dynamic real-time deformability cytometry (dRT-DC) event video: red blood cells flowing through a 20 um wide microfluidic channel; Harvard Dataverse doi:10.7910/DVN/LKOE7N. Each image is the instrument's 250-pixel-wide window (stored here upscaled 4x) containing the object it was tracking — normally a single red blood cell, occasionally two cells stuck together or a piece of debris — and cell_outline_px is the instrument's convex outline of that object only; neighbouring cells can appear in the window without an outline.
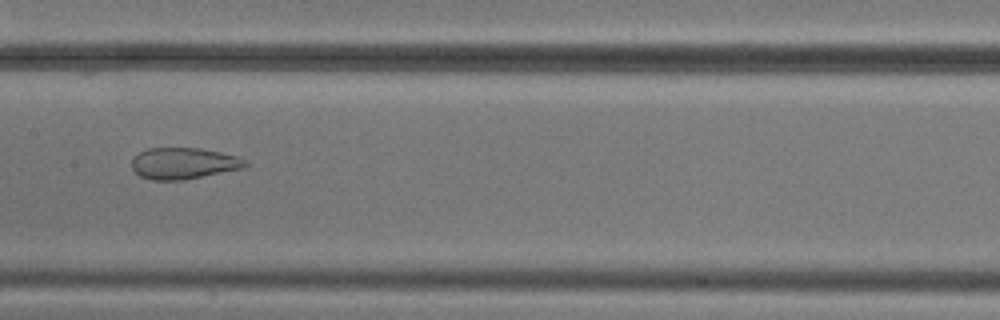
{"species": "common noctule bat (a hibernating species)", "species_latin": "Nyctalus noctula", "temperature_condition": "cold", "stored_images_in_passage": 10, "camera_frame_rate_fps": 3000, "um_per_image_px": 0.085, "animal": {"sex": "male", "body_mass_g": 20.5, "forearm_length_mm": 52.5}, "frame": {"image": 1, "passage_image": 8, "time_ms": 8.0, "image_size_px": [1000, 320], "cell_outline_px": [[248, 164], [244, 168], [184, 180], [152, 180], [140, 176], [132, 168], [132, 160], [140, 152], [148, 148], [200, 148], [240, 156], [248, 160]], "centroid_in_image_um": [15.66, 13.88], "position_along_channel_um": 191.7, "area_um2": 20.87}}
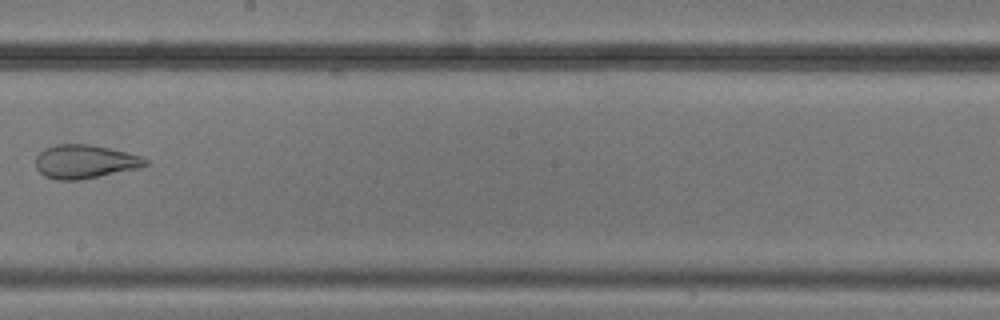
{"frame": {"image": 2, "passage_image": 9, "time_ms": 9.333, "image_size_px": [1000, 320], "cell_outline_px": [[148, 164], [140, 168], [80, 180], [60, 180], [44, 176], [36, 168], [36, 156], [44, 148], [56, 144], [88, 144], [108, 148], [140, 156], [148, 160]], "centroid_in_image_um": [7.19, 13.74], "position_along_channel_um": 241.0, "area_um2": 21.44}}